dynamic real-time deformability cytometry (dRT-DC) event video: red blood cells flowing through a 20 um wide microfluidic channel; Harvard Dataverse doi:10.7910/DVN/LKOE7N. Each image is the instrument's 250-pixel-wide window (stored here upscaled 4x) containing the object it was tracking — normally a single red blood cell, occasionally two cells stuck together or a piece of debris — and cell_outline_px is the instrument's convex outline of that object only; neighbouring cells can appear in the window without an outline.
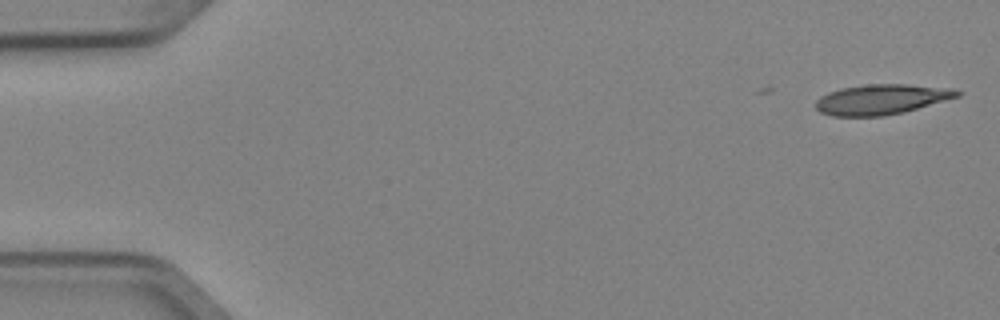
{"species": "Egyptian fruit bat (a non-hibernating species)", "species_latin": "Rousettus aegyptiacus", "temperature_condition": "cold", "stored_images_in_passage": 4, "camera_frame_rate_fps": 3000, "um_per_image_px": 0.085, "animal": {"sex": "female"}, "frame": {"image": 1, "passage_image": 1, "time_ms": 0.0, "image_size_px": [1000, 320], "cell_outline_px": [[964, 92], [960, 96], [904, 112], [884, 116], [832, 116], [820, 112], [816, 108], [816, 100], [820, 96], [828, 92], [840, 88], [868, 84], [908, 84], [956, 88]], "centroid_in_image_um": [74.96, 8.44], "position_along_channel_um": 10.0, "area_um2": 25.14}}